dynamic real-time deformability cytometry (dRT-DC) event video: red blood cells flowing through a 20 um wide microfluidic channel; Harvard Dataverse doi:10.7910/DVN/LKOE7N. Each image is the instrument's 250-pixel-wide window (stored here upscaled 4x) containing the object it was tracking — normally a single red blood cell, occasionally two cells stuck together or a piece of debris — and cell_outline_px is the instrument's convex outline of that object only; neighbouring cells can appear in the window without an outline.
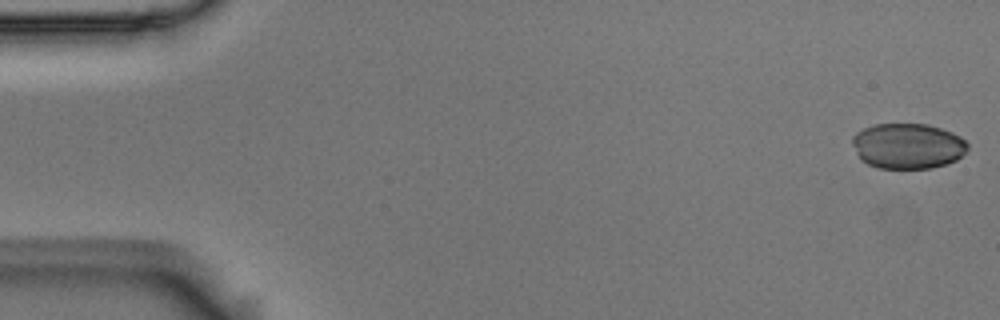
{"species": "Egyptian fruit bat (a non-hibernating species)", "species_latin": "Rousettus aegyptiacus", "temperature_condition": "room temperature", "stored_images_in_passage": 12, "camera_frame_rate_fps": 3000, "um_per_image_px": 0.085, "animal": {"sex": "male"}, "frame": {"image": 1, "passage_image": 1, "time_ms": 0.0, "image_size_px": [1000, 320], "cell_outline_px": [[968, 148], [956, 160], [932, 168], [876, 168], [860, 160], [852, 144], [852, 136], [856, 132], [864, 128], [876, 124], [928, 124], [952, 132], [960, 136], [968, 144]], "centroid_in_image_um": [77.13, 12.41], "position_along_channel_um": 7.9, "area_um2": 30.58}}